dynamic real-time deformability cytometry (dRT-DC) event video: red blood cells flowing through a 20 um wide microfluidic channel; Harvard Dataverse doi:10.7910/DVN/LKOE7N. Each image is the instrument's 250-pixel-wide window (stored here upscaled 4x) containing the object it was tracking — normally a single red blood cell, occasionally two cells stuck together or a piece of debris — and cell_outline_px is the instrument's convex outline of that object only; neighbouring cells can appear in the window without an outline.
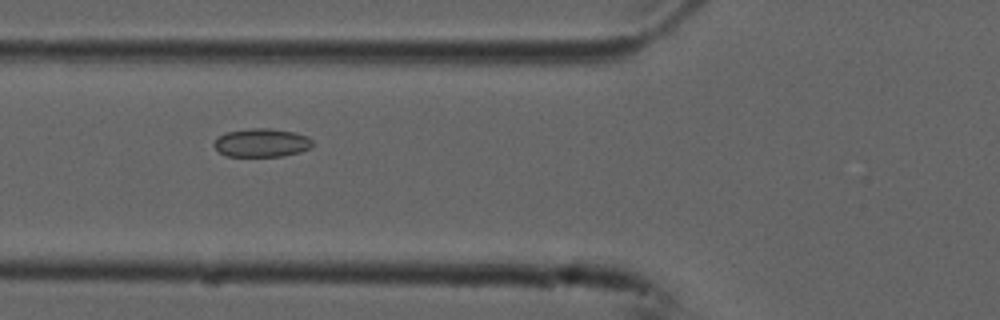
{"species": "common noctule bat (a hibernating species)", "species_latin": "Nyctalus noctula", "temperature_condition": "cold", "stored_images_in_passage": 9, "camera_frame_rate_fps": 3000, "um_per_image_px": 0.085, "animal": {"sex": "male", "forearm_length_mm": 52.5}, "frame": {"image": 1, "passage_image": 6, "time_ms": 1.667, "image_size_px": [1000, 320], "cell_outline_px": [[312, 148], [300, 152], [284, 156], [224, 156], [212, 144], [220, 136], [228, 132], [252, 128], [272, 128], [296, 132], [308, 136], [312, 140]], "centroid_in_image_um": [22.29, 12.13], "position_along_channel_um": 103.5, "area_um2": 16.42}}
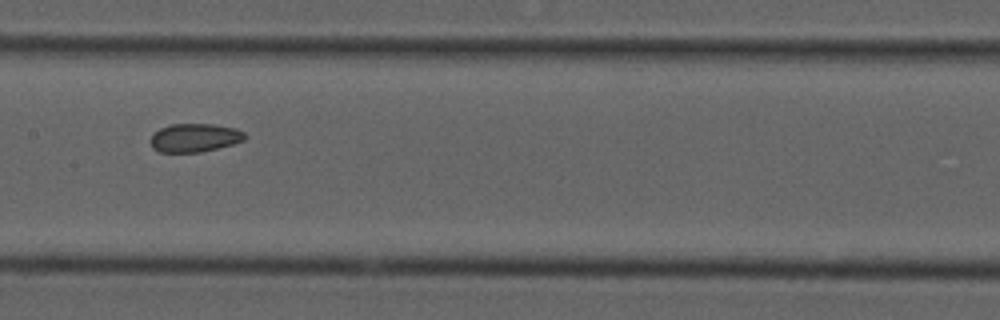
{"frame": {"image": 2, "passage_image": 8, "time_ms": 2.333, "image_size_px": [1000, 320], "cell_outline_px": [[248, 136], [244, 140], [232, 144], [200, 152], [160, 152], [152, 148], [148, 140], [160, 128], [172, 124], [212, 124], [236, 128], [244, 132]], "centroid_in_image_um": [16.54, 11.71], "position_along_channel_um": 190.9, "area_um2": 15.66}}
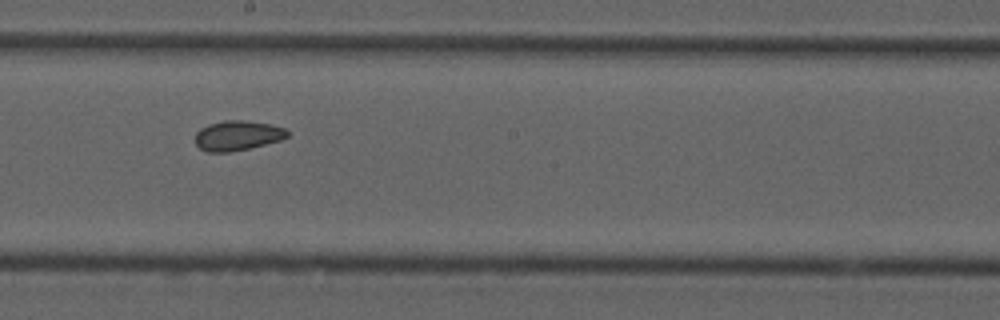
{"frame": {"image": 3, "passage_image": 9, "time_ms": 2.667, "image_size_px": [1000, 320], "cell_outline_px": [[288, 136], [280, 140], [248, 148], [228, 152], [208, 152], [200, 148], [196, 144], [196, 132], [200, 128], [208, 124], [224, 120], [244, 120], [272, 124], [284, 128], [288, 132]], "centroid_in_image_um": [20.17, 11.51], "position_along_channel_um": 228.0, "area_um2": 15.95}}